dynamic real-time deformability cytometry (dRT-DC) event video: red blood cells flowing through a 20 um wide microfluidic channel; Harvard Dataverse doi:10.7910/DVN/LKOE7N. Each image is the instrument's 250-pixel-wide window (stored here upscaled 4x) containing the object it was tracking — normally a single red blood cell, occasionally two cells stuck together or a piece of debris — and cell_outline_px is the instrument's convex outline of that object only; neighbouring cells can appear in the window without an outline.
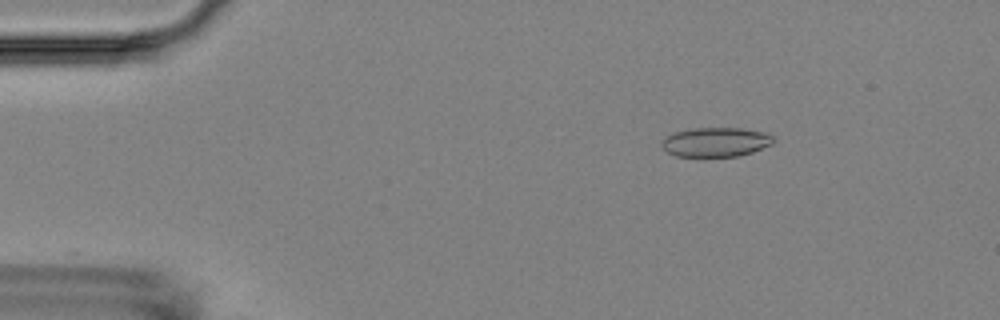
{"species": "Egyptian fruit bat (a non-hibernating species)", "species_latin": "Rousettus aegyptiacus", "temperature_condition": "room temperature", "stored_images_in_passage": 4, "camera_frame_rate_fps": 3000, "um_per_image_px": 0.085, "animal": {"sex": "female"}, "frame": {"image": 1, "passage_image": 2, "time_ms": 1.0, "image_size_px": [1000, 320], "cell_outline_px": [[772, 144], [752, 152], [740, 156], [676, 156], [668, 152], [660, 144], [672, 132], [692, 128], [740, 128], [764, 132], [772, 136]], "centroid_in_image_um": [60.82, 12.07], "position_along_channel_um": 24.2, "area_um2": 18.9}}